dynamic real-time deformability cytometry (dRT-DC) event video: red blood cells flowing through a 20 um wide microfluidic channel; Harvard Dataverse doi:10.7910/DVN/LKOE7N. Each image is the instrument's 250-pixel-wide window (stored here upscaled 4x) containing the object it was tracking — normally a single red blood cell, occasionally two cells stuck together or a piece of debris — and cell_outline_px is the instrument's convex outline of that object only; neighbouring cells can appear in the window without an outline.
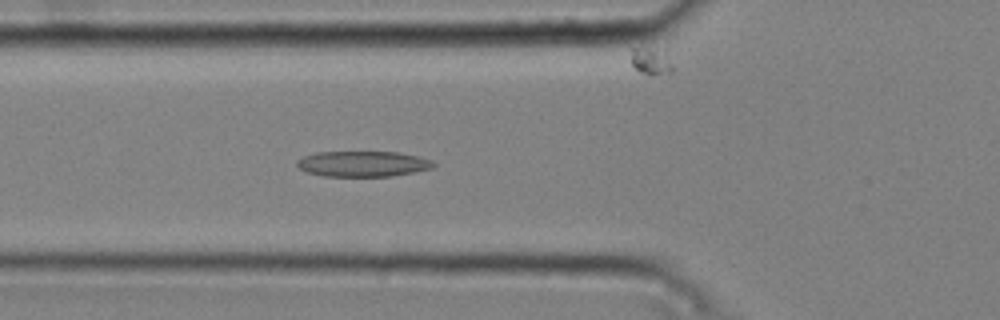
{"species": "common noctule bat (a hibernating species)", "species_latin": "Nyctalus noctula", "temperature_condition": "cold", "stored_images_in_passage": 50, "camera_frame_rate_fps": 3000, "um_per_image_px": 0.085, "animal": {"sex": "male", "body_mass_g": 20.4}, "frame": {"image": 1, "passage_image": 18, "time_ms": 5.667, "image_size_px": [1000, 320], "cell_outline_px": [[436, 164], [432, 168], [392, 176], [324, 176], [308, 172], [300, 168], [296, 164], [296, 160], [304, 156], [316, 152], [400, 152], [420, 156], [432, 160]], "centroid_in_image_um": [30.86, 13.92], "position_along_channel_um": 94.9, "area_um2": 20.35}}
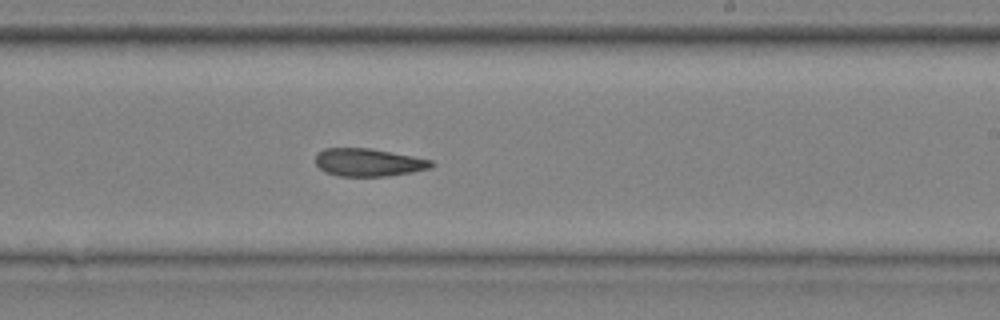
{"frame": {"image": 2, "passage_image": 31, "time_ms": 10.0, "image_size_px": [1000, 320], "cell_outline_px": [[436, 164], [432, 168], [412, 172], [388, 176], [336, 176], [324, 172], [316, 164], [316, 156], [324, 148], [368, 148], [412, 156], [432, 160]], "centroid_in_image_um": [31.34, 13.81], "position_along_channel_um": 257.7, "area_um2": 18.79}}
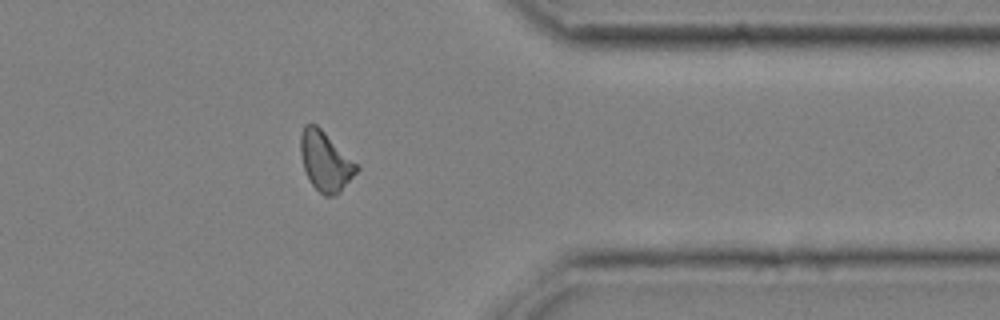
{"frame": {"image": 3, "passage_image": 42, "time_ms": 13.667, "image_size_px": [1000, 320], "cell_outline_px": [[360, 168], [340, 192], [332, 196], [324, 196], [312, 184], [304, 168], [300, 156], [300, 136], [304, 124], [316, 124], [360, 164]], "centroid_in_image_um": [27.68, 13.69], "position_along_channel_um": 383.7, "area_um2": 19.59}, "authors_computed_cell_mechanics": {"area_um2": 19.5942, "velocity_mm_per_s": 3.7572, "shape_relaxation_time_tau1_ms": 5.2463, "shape_relaxation_time_tau2_ms": 7.6412, "deformation_change_tau1": 0.1333, "deformation_change_tau2": 0.1918}}